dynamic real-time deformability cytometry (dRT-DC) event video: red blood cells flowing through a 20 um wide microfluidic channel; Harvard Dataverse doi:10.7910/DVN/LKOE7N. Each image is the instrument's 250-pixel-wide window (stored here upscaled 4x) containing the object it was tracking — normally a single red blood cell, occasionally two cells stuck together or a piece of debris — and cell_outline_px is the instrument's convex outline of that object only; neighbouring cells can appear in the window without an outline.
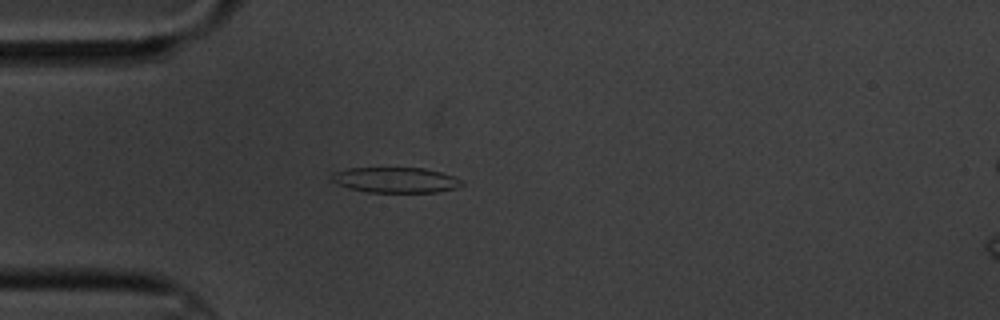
{"species": "common noctule bat (a hibernating species)", "species_latin": "Nyctalus noctula", "temperature_condition": "cold", "stored_images_in_passage": 2, "camera_frame_rate_fps": 3000, "um_per_image_px": 0.085, "animal": {"sex": "male", "body_mass_g": 20.1, "forearm_length_mm": 53.5}, "frame": {"image": 1, "passage_image": 1, "time_ms": 0.0, "image_size_px": [1000, 320], "cell_outline_px": [[464, 184], [456, 188], [436, 192], [368, 192], [348, 188], [332, 180], [332, 172], [348, 168], [424, 168], [440, 172], [452, 176], [460, 180]], "centroid_in_image_um": [33.61, 15.3], "position_along_channel_um": 51.4, "area_um2": 19.07}}